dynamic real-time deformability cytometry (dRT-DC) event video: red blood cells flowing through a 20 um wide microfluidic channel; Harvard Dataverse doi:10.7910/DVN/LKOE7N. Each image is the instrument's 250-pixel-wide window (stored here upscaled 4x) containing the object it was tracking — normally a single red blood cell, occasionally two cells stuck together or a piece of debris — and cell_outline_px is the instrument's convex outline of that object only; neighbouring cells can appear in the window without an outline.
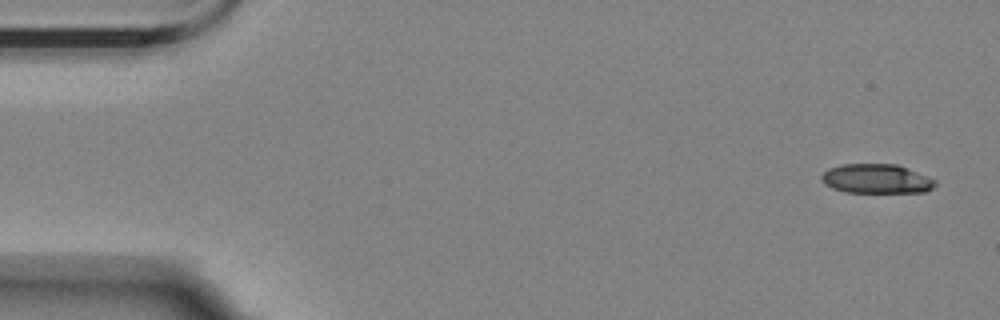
{"species": "Egyptian fruit bat (a non-hibernating species)", "species_latin": "Rousettus aegyptiacus", "temperature_condition": "room temperature", "stored_images_in_passage": 5, "camera_frame_rate_fps": 3000, "um_per_image_px": 0.085, "animal": {"sex": "female"}, "frame": {"image": 1, "passage_image": 1, "time_ms": 0.0, "image_size_px": [1000, 320], "cell_outline_px": [[936, 184], [932, 188], [924, 192], [844, 192], [832, 188], [824, 184], [820, 180], [820, 176], [828, 168], [840, 164], [896, 164], [928, 176], [936, 180]], "centroid_in_image_um": [74.46, 15.19], "position_along_channel_um": 10.5, "area_um2": 19.54}}
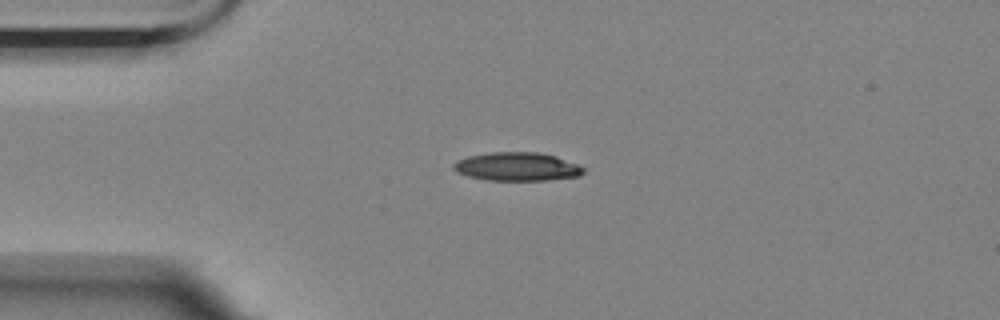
{"frame": {"image": 2, "passage_image": 4, "time_ms": 3.667, "image_size_px": [1000, 320], "cell_outline_px": [[584, 172], [580, 176], [548, 180], [488, 180], [468, 176], [456, 172], [452, 168], [452, 164], [456, 160], [468, 156], [492, 152], [536, 152], [556, 156], [576, 164], [584, 168]], "centroid_in_image_um": [43.92, 14.16], "position_along_channel_um": 41.1, "area_um2": 21.56}}